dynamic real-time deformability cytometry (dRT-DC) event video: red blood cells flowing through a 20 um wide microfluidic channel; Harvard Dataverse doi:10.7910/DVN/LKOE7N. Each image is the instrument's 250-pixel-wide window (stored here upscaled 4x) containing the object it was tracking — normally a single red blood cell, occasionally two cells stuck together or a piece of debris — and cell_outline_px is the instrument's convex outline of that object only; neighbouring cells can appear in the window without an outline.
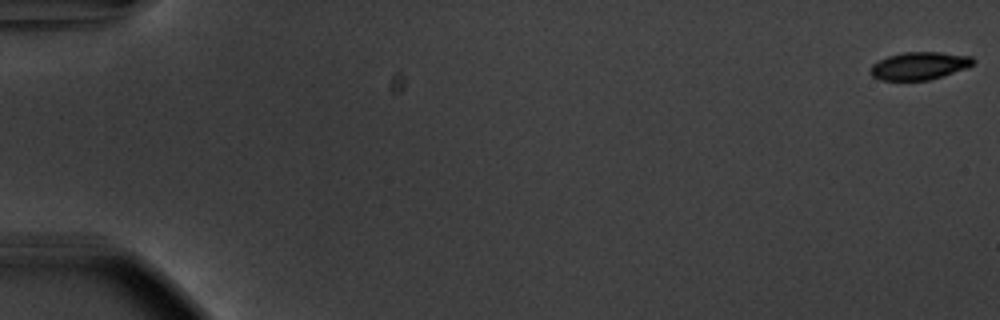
{"species": "common noctule bat (a hibernating species)", "species_latin": "Nyctalus noctula", "temperature_condition": "warm", "stored_images_in_passage": 18, "camera_frame_rate_fps": 3000, "um_per_image_px": 0.085, "animal": {"sex": "male", "body_mass_g": 20.1, "forearm_length_mm": 53.5}, "frame": {"image": 1, "passage_image": 1, "time_ms": 0.0, "image_size_px": [1000, 320], "cell_outline_px": [[976, 60], [968, 68], [928, 80], [880, 80], [872, 76], [868, 72], [868, 68], [872, 64], [888, 56], [904, 52], [940, 52], [972, 56]], "centroid_in_image_um": [78.13, 5.59], "position_along_channel_um": 6.9, "area_um2": 16.7}}
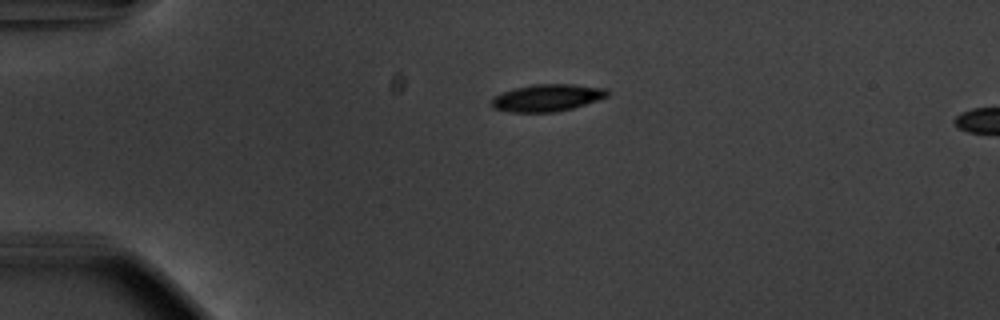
{"frame": {"image": 2, "passage_image": 14, "time_ms": 4.333, "image_size_px": [1000, 320], "cell_outline_px": [[608, 96], [572, 108], [556, 112], [512, 112], [492, 108], [492, 96], [500, 92], [516, 88], [536, 84], [572, 84], [608, 88]], "centroid_in_image_um": [46.48, 8.3], "position_along_channel_um": 38.5, "area_um2": 18.26}}